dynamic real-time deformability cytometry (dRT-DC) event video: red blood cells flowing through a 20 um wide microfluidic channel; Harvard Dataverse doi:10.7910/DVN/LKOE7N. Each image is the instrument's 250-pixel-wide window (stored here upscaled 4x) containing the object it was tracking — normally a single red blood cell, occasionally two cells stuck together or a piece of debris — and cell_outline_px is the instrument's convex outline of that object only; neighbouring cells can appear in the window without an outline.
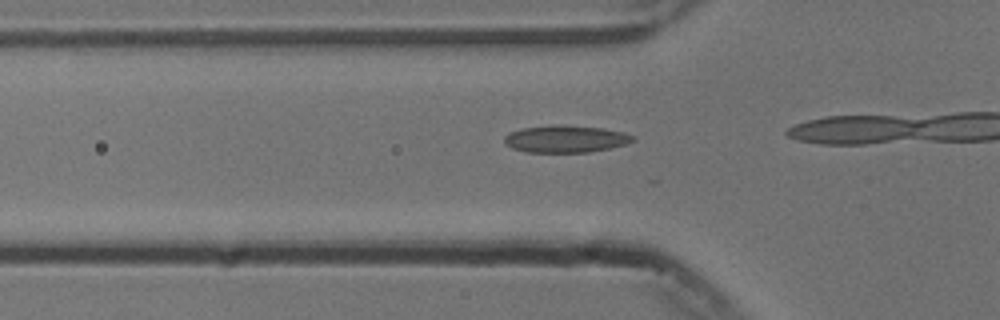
{"species": "common noctule bat (a hibernating species)", "species_latin": "Nyctalus noctula", "temperature_condition": "cold", "stored_images_in_passage": 13, "camera_frame_rate_fps": 3000, "um_per_image_px": 0.085, "animal": {"sex": "male", "body_mass_g": 13.3}, "frame": {"image": 1, "passage_image": 6, "time_ms": 1.667, "image_size_px": [1000, 320], "cell_outline_px": [[636, 140], [624, 144], [608, 148], [588, 152], [524, 152], [512, 148], [504, 140], [504, 136], [508, 132], [524, 128], [552, 124], [564, 124], [604, 128], [624, 132], [636, 136]], "centroid_in_image_um": [48.09, 11.79], "position_along_channel_um": 77.7, "area_um2": 20.52}}
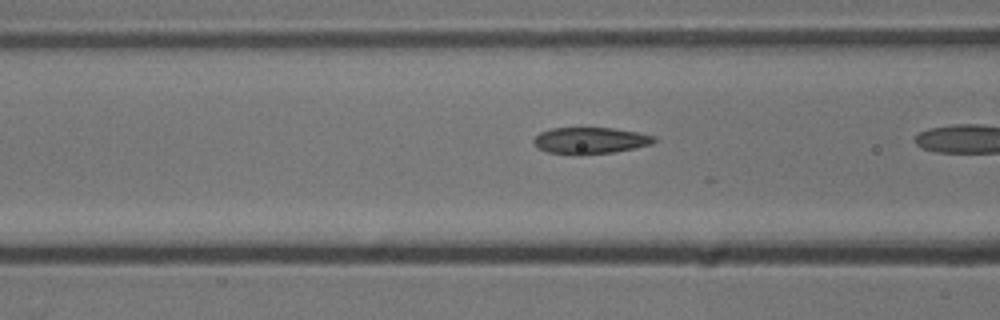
{"frame": {"image": 2, "passage_image": 9, "time_ms": 2.667, "image_size_px": [1000, 320], "cell_outline_px": [[656, 140], [652, 144], [612, 152], [580, 156], [576, 156], [548, 152], [536, 148], [532, 140], [540, 132], [552, 128], [612, 128], [636, 132], [656, 136]], "centroid_in_image_um": [50.12, 11.96], "position_along_channel_um": 116.5, "area_um2": 18.79}}
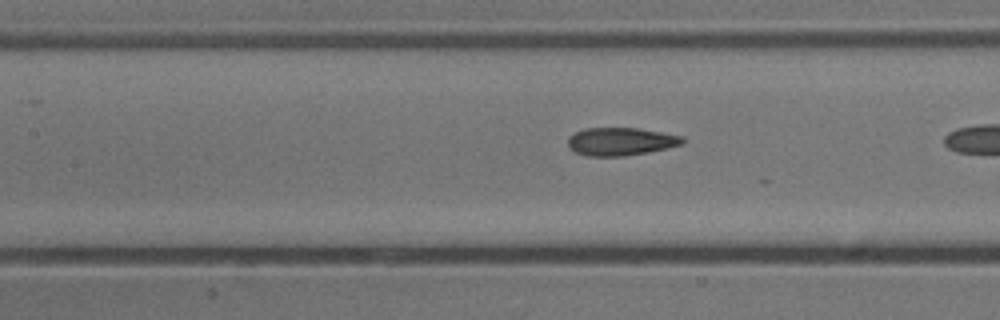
{"frame": {"image": 3, "passage_image": 12, "time_ms": 3.667, "image_size_px": [1000, 320], "cell_outline_px": [[684, 144], [668, 148], [648, 152], [624, 156], [588, 156], [576, 152], [568, 148], [568, 136], [584, 128], [640, 128], [684, 136]], "centroid_in_image_um": [52.78, 12.02], "position_along_channel_um": 154.6, "area_um2": 18.84}}